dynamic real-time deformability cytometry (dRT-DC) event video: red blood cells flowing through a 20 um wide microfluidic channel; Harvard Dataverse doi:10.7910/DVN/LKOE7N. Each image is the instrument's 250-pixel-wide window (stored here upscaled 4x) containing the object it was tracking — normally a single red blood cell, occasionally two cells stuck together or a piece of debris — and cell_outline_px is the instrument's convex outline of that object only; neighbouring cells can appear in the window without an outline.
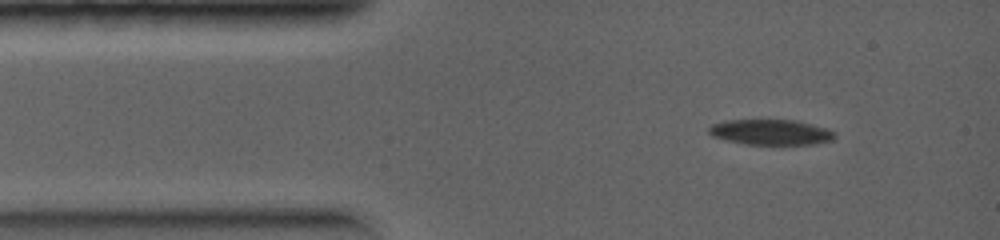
{"species": "common noctule bat (a hibernating species)", "species_latin": "Nyctalus noctula", "temperature_condition": "warm", "stored_images_in_passage": 5, "camera_frame_rate_fps": 5000, "um_per_image_px": 0.085, "animal": {"sex": "female", "body_mass_g": 19.0, "forearm_length_mm": 56.7}, "frame": {"image": 1, "passage_image": 1, "time_ms": 0.0, "image_size_px": [1000, 240], "cell_outline_px": [[836, 136], [832, 140], [816, 144], [748, 144], [724, 140], [712, 136], [708, 132], [708, 128], [712, 124], [724, 120], [796, 120], [828, 128], [836, 132]], "centroid_in_image_um": [65.53, 11.23], "position_along_channel_um": 19.5, "area_um2": 18.79}}
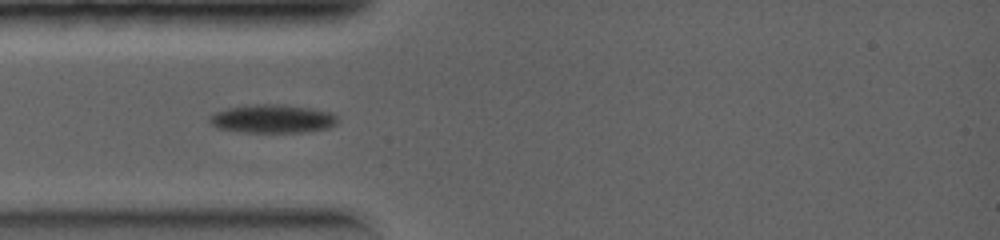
{"frame": {"image": 2, "passage_image": 4, "time_ms": 1.4, "image_size_px": [1000, 240], "cell_outline_px": [[340, 120], [336, 124], [328, 128], [300, 132], [244, 132], [216, 128], [208, 120], [208, 116], [216, 112], [228, 108], [256, 104], [276, 104], [312, 108], [332, 112]], "centroid_in_image_um": [23.17, 10.1], "position_along_channel_um": 61.8, "area_um2": 21.21}}